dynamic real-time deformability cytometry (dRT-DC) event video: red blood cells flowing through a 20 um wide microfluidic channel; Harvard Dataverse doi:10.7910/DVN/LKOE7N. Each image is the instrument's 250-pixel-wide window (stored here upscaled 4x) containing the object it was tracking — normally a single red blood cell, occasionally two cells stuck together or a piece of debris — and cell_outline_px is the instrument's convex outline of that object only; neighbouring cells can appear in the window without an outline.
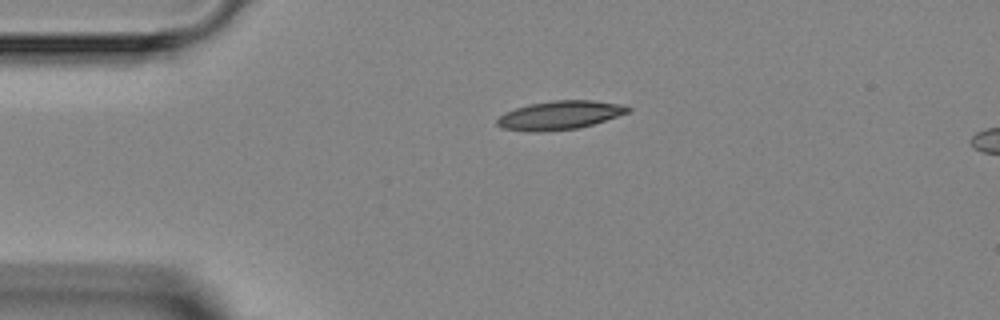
{"species": "Egyptian fruit bat (a non-hibernating species)", "species_latin": "Rousettus aegyptiacus", "temperature_condition": "room temperature", "stored_images_in_passage": 3, "segment_of_instrument_passage": [1, 2], "camera_frame_rate_fps": 3000, "um_per_image_px": 0.085, "animal": {"sex": "female"}, "frame": {"image": 1, "passage_image": 1, "time_ms": 0.0, "image_size_px": [1000, 320], "cell_outline_px": [[632, 108], [628, 112], [592, 124], [576, 128], [536, 132], [528, 132], [504, 128], [496, 124], [496, 120], [504, 112], [528, 104], [552, 100], [592, 100], [624, 104]], "centroid_in_image_um": [47.55, 9.78], "position_along_channel_um": 37.4, "area_um2": 21.73}}